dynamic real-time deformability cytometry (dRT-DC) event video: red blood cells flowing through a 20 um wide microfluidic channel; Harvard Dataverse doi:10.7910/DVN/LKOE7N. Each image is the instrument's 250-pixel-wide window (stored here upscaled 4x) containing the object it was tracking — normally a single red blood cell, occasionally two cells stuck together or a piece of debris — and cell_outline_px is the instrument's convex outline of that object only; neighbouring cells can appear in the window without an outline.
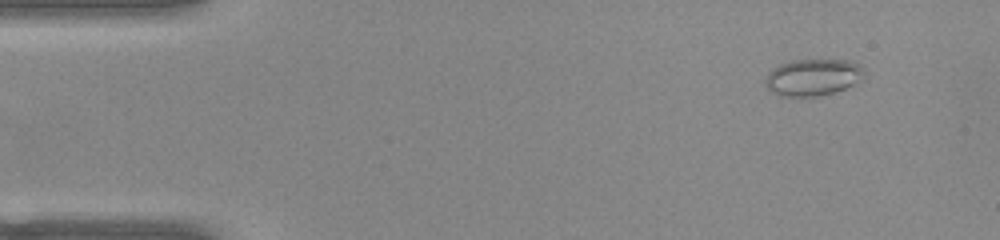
{"species": "common noctule bat (a hibernating species)", "species_latin": "Nyctalus noctula", "temperature_condition": "warm", "stored_images_in_passage": 48, "camera_frame_rate_fps": 3000, "um_per_image_px": 0.085, "animal": {"sex": "female", "body_mass_g": 22.0, "forearm_length_mm": 56.7}, "frame": {"image": 1, "passage_image": 1, "time_ms": 0.0, "image_size_px": [1000, 240], "cell_outline_px": [[864, 76], [860, 80], [844, 88], [820, 96], [780, 96], [772, 92], [768, 88], [764, 80], [768, 72], [780, 64], [792, 60], [848, 60], [860, 64], [864, 68]], "centroid_in_image_um": [69.09, 6.56], "position_along_channel_um": 15.9, "area_um2": 21.1}}
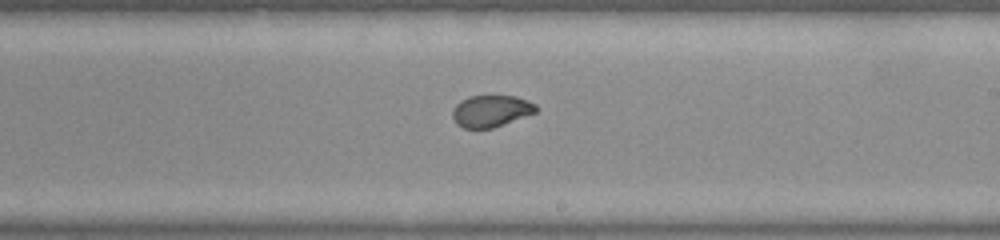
{"frame": {"image": 2, "passage_image": 26, "time_ms": 8.333, "image_size_px": [1000, 240], "cell_outline_px": [[536, 112], [492, 128], [464, 128], [456, 124], [452, 116], [452, 108], [460, 100], [468, 96], [516, 96], [536, 104]], "centroid_in_image_um": [41.69, 9.43], "position_along_channel_um": 247.3, "area_um2": 15.37}}
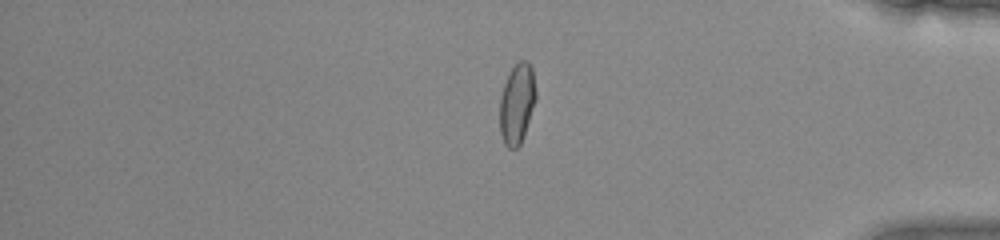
{"frame": {"image": 3, "passage_image": 39, "time_ms": 12.667, "image_size_px": [1000, 240], "cell_outline_px": [[536, 100], [520, 144], [516, 148], [508, 148], [504, 144], [500, 132], [500, 96], [504, 84], [512, 68], [520, 60], [528, 60], [532, 68], [536, 92]], "centroid_in_image_um": [43.94, 8.79], "position_along_channel_um": 391.3, "area_um2": 16.76}}